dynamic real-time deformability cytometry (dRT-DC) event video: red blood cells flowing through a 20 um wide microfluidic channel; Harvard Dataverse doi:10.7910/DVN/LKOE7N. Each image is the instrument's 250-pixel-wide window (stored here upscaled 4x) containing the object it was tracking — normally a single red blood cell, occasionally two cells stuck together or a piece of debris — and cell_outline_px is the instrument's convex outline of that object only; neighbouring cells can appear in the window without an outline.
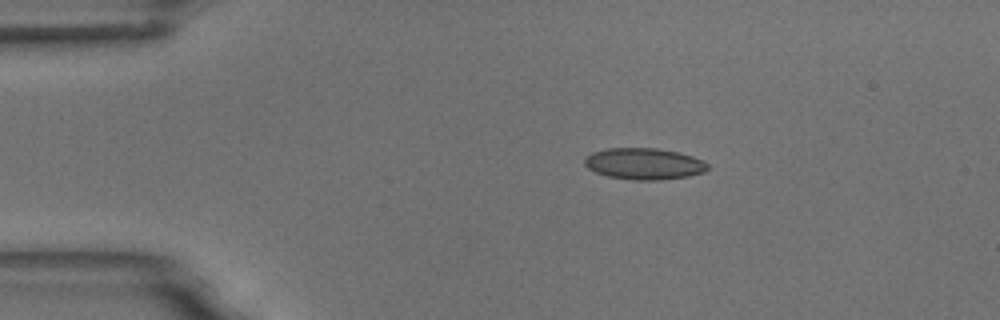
{"species": "common noctule bat (a hibernating species)", "species_latin": "Nyctalus noctula", "temperature_condition": "room temperature", "stored_images_in_passage": 5, "camera_frame_rate_fps": 3000, "um_per_image_px": 0.085, "animal": {"sex": "male", "body_mass_g": 18.8}, "frame": {"image": 1, "passage_image": 1, "time_ms": 0.0, "image_size_px": [1000, 320], "cell_outline_px": [[708, 168], [704, 172], [688, 176], [656, 180], [632, 180], [608, 176], [596, 172], [588, 168], [584, 164], [584, 160], [592, 152], [608, 148], [656, 148], [680, 152], [704, 160], [708, 164]], "centroid_in_image_um": [54.76, 13.91], "position_along_channel_um": 30.2, "area_um2": 22.54}}
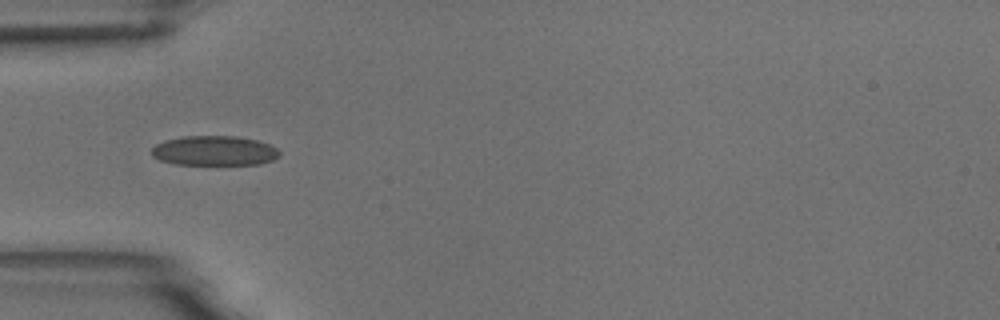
{"frame": {"image": 2, "passage_image": 3, "time_ms": 2.333, "image_size_px": [1000, 320], "cell_outline_px": [[280, 156], [272, 160], [260, 164], [176, 164], [160, 160], [152, 156], [152, 148], [156, 144], [164, 140], [184, 136], [236, 136], [256, 140], [268, 144], [276, 148], [280, 152]], "centroid_in_image_um": [18.21, 12.81], "position_along_channel_um": 66.8, "area_um2": 22.08}}